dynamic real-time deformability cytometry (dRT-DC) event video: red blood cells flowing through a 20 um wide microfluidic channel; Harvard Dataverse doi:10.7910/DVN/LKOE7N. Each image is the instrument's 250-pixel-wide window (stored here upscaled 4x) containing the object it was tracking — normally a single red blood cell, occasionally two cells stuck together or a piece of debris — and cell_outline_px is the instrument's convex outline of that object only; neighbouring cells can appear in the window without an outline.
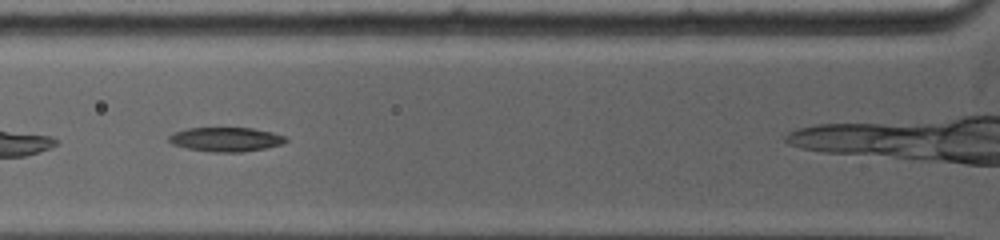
{"species": "common noctule bat (a hibernating species)", "species_latin": "Nyctalus noctula", "temperature_condition": "warm", "stored_images_in_passage": 4, "camera_frame_rate_fps": 5000, "um_per_image_px": 0.085, "animal": {"sex": "female", "body_mass_g": 19.0, "forearm_length_mm": 53.3}, "frame": {"image": 1, "passage_image": 3, "time_ms": 1.6, "image_size_px": [1000, 240], "cell_outline_px": [[288, 140], [280, 144], [264, 148], [240, 152], [212, 152], [188, 148], [172, 144], [168, 140], [168, 136], [176, 132], [188, 128], [252, 128], [272, 132], [284, 136]], "centroid_in_image_um": [19.18, 11.84], "position_along_channel_um": 106.6, "area_um2": 16.24}}